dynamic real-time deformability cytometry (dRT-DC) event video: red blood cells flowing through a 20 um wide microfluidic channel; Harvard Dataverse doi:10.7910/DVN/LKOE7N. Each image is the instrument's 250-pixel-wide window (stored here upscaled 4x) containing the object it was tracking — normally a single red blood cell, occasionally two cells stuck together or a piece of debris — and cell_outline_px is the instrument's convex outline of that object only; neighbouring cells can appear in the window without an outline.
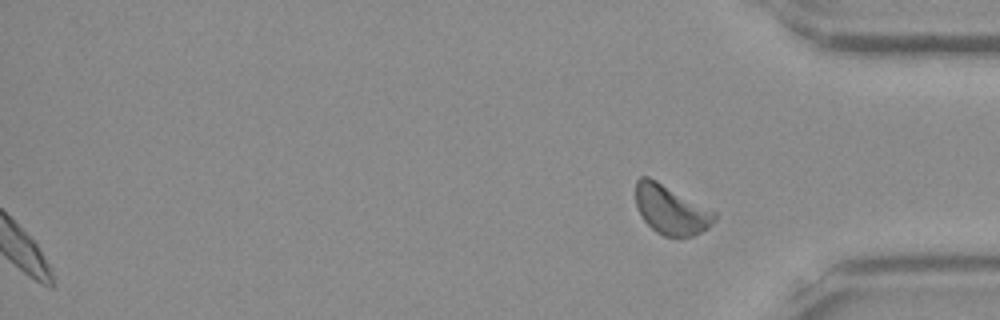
{"species": "Egyptian fruit bat (a non-hibernating species)", "species_latin": "Rousettus aegyptiacus", "temperature_condition": "room temperature", "stored_images_in_passage": 46, "segment_of_instrument_passage": [2, 2], "camera_frame_rate_fps": 3000, "um_per_image_px": 0.085, "frame": {"image": 1, "passage_image": 46, "time_ms": 15.0, "image_size_px": [1000, 320], "cell_outline_px": [[716, 220], [708, 228], [692, 236], [664, 236], [656, 232], [644, 220], [636, 208], [636, 180], [640, 176], [648, 176], [656, 180], [716, 212]], "centroid_in_image_um": [57.02, 17.82], "position_along_channel_um": 378.2, "area_um2": 22.43}}